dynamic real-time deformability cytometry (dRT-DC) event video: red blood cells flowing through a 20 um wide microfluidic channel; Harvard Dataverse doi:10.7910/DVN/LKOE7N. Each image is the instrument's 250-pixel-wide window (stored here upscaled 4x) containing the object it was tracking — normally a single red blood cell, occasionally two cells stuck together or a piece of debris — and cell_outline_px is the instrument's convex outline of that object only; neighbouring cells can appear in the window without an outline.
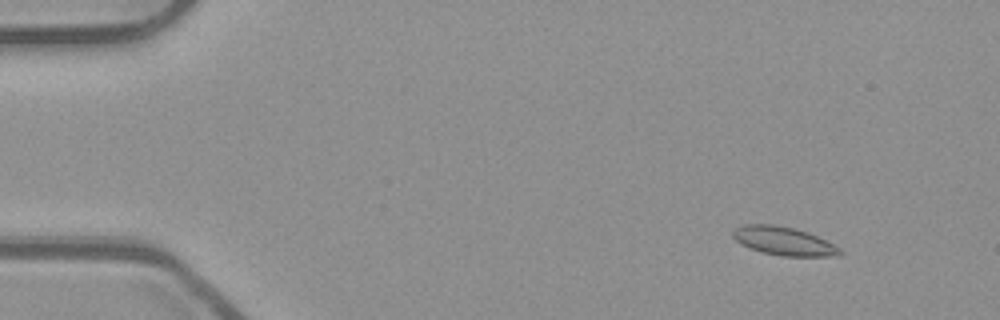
{"species": "common noctule bat (a hibernating species)", "species_latin": "Nyctalus noctula", "temperature_condition": "room temperature", "stored_images_in_passage": 48, "camera_frame_rate_fps": 3000, "um_per_image_px": 0.085, "animal": {"sex": "male", "body_mass_g": 23.1, "forearm_length_mm": 52.7}, "frame": {"image": 1, "passage_image": 1, "time_ms": 0.0, "image_size_px": [1000, 320], "cell_outline_px": [[844, 252], [836, 256], [780, 256], [760, 252], [748, 248], [740, 244], [732, 236], [732, 232], [736, 228], [744, 224], [776, 224], [808, 232], [840, 248]], "centroid_in_image_um": [66.57, 20.49], "position_along_channel_um": 18.4, "area_um2": 17.8}}
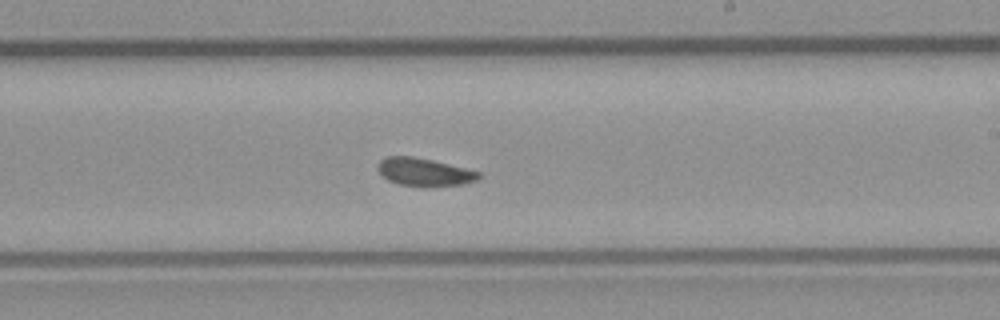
{"frame": {"image": 2, "passage_image": 27, "time_ms": 8.667, "image_size_px": [1000, 320], "cell_outline_px": [[480, 176], [476, 180], [464, 184], [424, 188], [400, 184], [388, 180], [376, 168], [380, 160], [388, 156], [412, 156], [432, 160], [480, 172]], "centroid_in_image_um": [36.05, 14.64], "position_along_channel_um": 253.0, "area_um2": 16.47}}
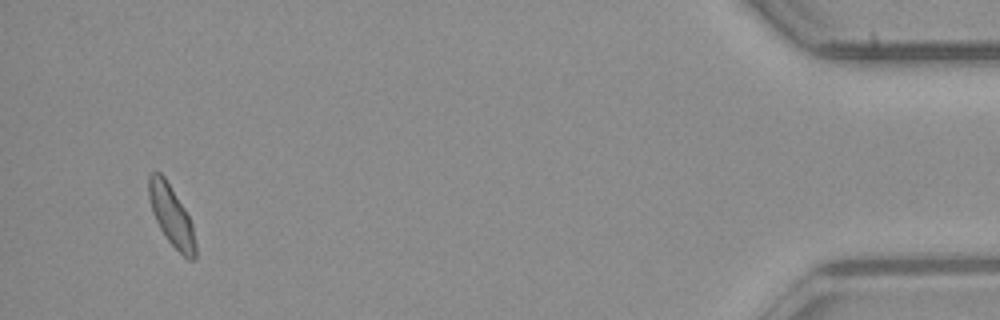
{"frame": {"image": 3, "passage_image": 46, "time_ms": 15.0, "image_size_px": [1000, 320], "cell_outline_px": [[196, 260], [188, 260], [168, 240], [160, 228], [152, 212], [148, 196], [148, 176], [152, 172], [160, 172], [164, 176], [184, 208], [192, 224], [196, 244]], "centroid_in_image_um": [14.56, 18.33], "position_along_channel_um": 420.6, "area_um2": 16.3}, "authors_computed_cell_mechanics": {"area_um2": 16.6753, "velocity_mm_per_s": 3.9176, "shape_relaxation_time_tau1_ms": 7.2437, "shape_relaxation_time_tau2_ms": 5.468, "deformation_change_tau1": 0.1248, "deformation_change_tau2": 0.0671}}